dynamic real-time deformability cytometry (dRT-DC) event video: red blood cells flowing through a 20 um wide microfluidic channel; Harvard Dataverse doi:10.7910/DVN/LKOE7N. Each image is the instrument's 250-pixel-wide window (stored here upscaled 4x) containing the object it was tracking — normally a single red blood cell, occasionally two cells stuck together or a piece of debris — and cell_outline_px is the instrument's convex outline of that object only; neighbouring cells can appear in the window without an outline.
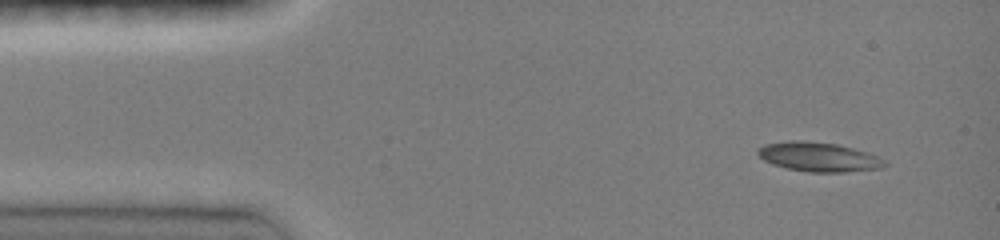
{"species": "common noctule bat (a hibernating species)", "species_latin": "Nyctalus noctula", "temperature_condition": "room temperature", "stored_images_in_passage": 33, "camera_frame_rate_fps": 3000, "um_per_image_px": 0.085, "animal": {"sex": "female", "body_mass_g": 19.0, "forearm_length_mm": 51.5}, "frame": {"image": 1, "passage_image": 1, "time_ms": 0.0, "image_size_px": [1000, 240], "cell_outline_px": [[888, 164], [880, 168], [844, 172], [808, 172], [788, 168], [772, 164], [764, 160], [756, 152], [764, 144], [788, 140], [804, 140], [836, 144], [868, 152], [884, 160]], "centroid_in_image_um": [69.57, 13.33], "position_along_channel_um": 15.4, "area_um2": 21.56}}
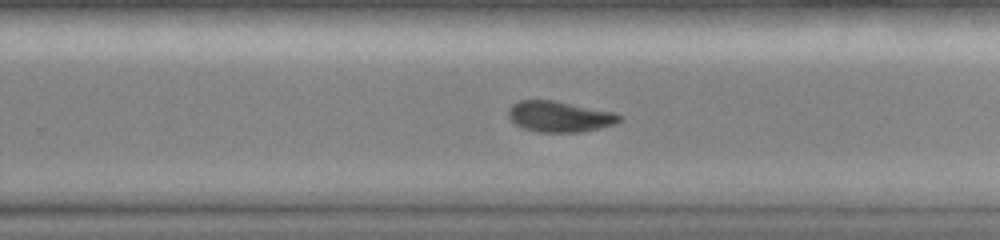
{"frame": {"image": 2, "passage_image": 25, "time_ms": 8.0, "image_size_px": [1000, 240], "cell_outline_px": [[624, 116], [616, 124], [580, 132], [540, 132], [524, 128], [516, 124], [508, 116], [508, 108], [512, 104], [520, 100], [552, 100], [616, 112]], "centroid_in_image_um": [47.59, 9.9], "position_along_channel_um": 282.2, "area_um2": 19.94}}
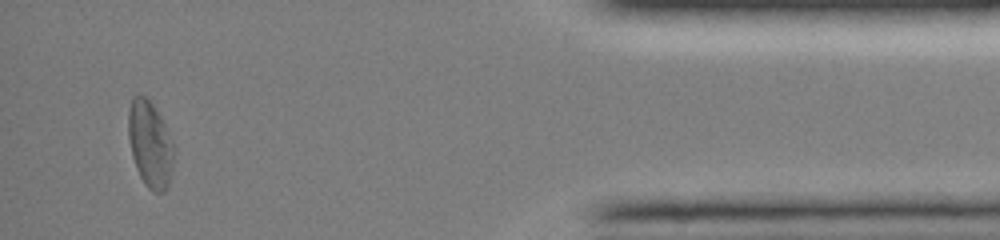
{"frame": {"image": 3, "passage_image": 33, "time_ms": 10.667, "image_size_px": [1000, 240], "cell_outline_px": [[176, 148], [168, 184], [164, 192], [152, 192], [144, 184], [136, 168], [132, 156], [128, 136], [128, 112], [132, 96], [144, 96], [152, 104], [160, 116]], "centroid_in_image_um": [12.76, 12.28], "position_along_channel_um": 422.4, "area_um2": 22.89}, "authors_computed_cell_mechanics": {"area_um2": 20.7502, "velocity_mm_per_s": 4.0587, "shape_relaxation_time_tau1_ms": 4.5569, "shape_relaxation_time_tau2_ms": null, "deformation_change_tau1": 0.1615, "deformation_change_tau2": null}}